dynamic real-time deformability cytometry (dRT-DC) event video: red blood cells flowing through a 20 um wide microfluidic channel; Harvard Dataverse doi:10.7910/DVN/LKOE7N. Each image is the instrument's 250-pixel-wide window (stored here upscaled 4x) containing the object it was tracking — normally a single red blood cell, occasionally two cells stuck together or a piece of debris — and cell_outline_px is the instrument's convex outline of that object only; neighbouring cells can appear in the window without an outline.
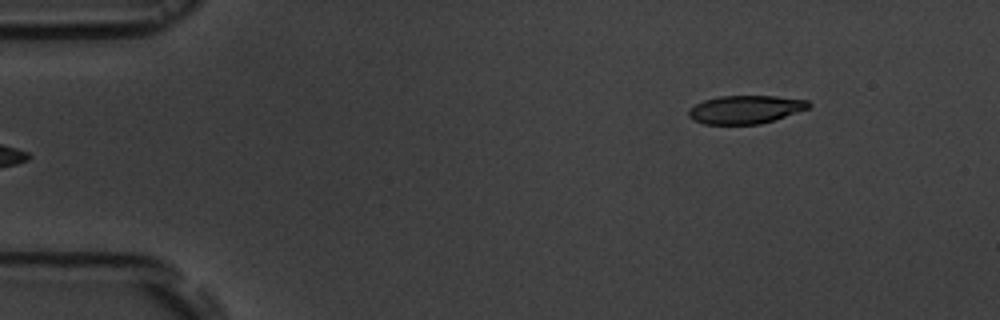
{"species": "common noctule bat (a hibernating species)", "species_latin": "Nyctalus noctula", "temperature_condition": "room temperature", "stored_images_in_passage": 5, "camera_frame_rate_fps": 3000, "um_per_image_px": 0.085, "animal": {"sex": "male", "body_mass_g": 19.5, "forearm_length_mm": 54.6}, "frame": {"image": 1, "passage_image": 5, "time_ms": 5.333, "image_size_px": [1000, 320], "cell_outline_px": [[812, 104], [808, 108], [760, 124], [704, 124], [688, 116], [688, 108], [704, 100], [720, 96], [776, 96], [808, 100]], "centroid_in_image_um": [63.34, 9.3], "position_along_channel_um": 21.7, "area_um2": 19.54}}